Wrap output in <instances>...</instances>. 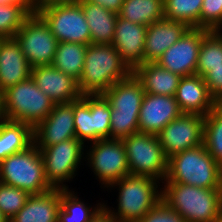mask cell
Wrapping results in <instances>:
<instances>
[{"mask_svg":"<svg viewBox=\"0 0 222 222\" xmlns=\"http://www.w3.org/2000/svg\"><path fill=\"white\" fill-rule=\"evenodd\" d=\"M132 72L113 44H89L78 87L82 95L102 94Z\"/></svg>","mask_w":222,"mask_h":222,"instance_id":"1","label":"cell"},{"mask_svg":"<svg viewBox=\"0 0 222 222\" xmlns=\"http://www.w3.org/2000/svg\"><path fill=\"white\" fill-rule=\"evenodd\" d=\"M162 183H182L199 188L222 189V167L202 144L168 158L167 175Z\"/></svg>","mask_w":222,"mask_h":222,"instance_id":"2","label":"cell"},{"mask_svg":"<svg viewBox=\"0 0 222 222\" xmlns=\"http://www.w3.org/2000/svg\"><path fill=\"white\" fill-rule=\"evenodd\" d=\"M162 200L185 222H213L222 211V189L163 183Z\"/></svg>","mask_w":222,"mask_h":222,"instance_id":"3","label":"cell"},{"mask_svg":"<svg viewBox=\"0 0 222 222\" xmlns=\"http://www.w3.org/2000/svg\"><path fill=\"white\" fill-rule=\"evenodd\" d=\"M157 184L160 186L158 180L148 176H124L108 186L118 188V209L112 210L106 204L104 208L117 222H136L162 200V188H158Z\"/></svg>","mask_w":222,"mask_h":222,"instance_id":"4","label":"cell"},{"mask_svg":"<svg viewBox=\"0 0 222 222\" xmlns=\"http://www.w3.org/2000/svg\"><path fill=\"white\" fill-rule=\"evenodd\" d=\"M144 94L133 73L102 93L111 107L110 139H123L139 132L138 117Z\"/></svg>","mask_w":222,"mask_h":222,"instance_id":"5","label":"cell"},{"mask_svg":"<svg viewBox=\"0 0 222 222\" xmlns=\"http://www.w3.org/2000/svg\"><path fill=\"white\" fill-rule=\"evenodd\" d=\"M55 102L29 77L1 94V114L6 120L29 124L34 128L54 108Z\"/></svg>","mask_w":222,"mask_h":222,"instance_id":"6","label":"cell"},{"mask_svg":"<svg viewBox=\"0 0 222 222\" xmlns=\"http://www.w3.org/2000/svg\"><path fill=\"white\" fill-rule=\"evenodd\" d=\"M0 182L27 191L30 195L52 189L45 178L41 151L34 143L0 162Z\"/></svg>","mask_w":222,"mask_h":222,"instance_id":"7","label":"cell"},{"mask_svg":"<svg viewBox=\"0 0 222 222\" xmlns=\"http://www.w3.org/2000/svg\"><path fill=\"white\" fill-rule=\"evenodd\" d=\"M122 142L131 175L148 176L162 182L165 180L168 158L157 135L138 132L123 138Z\"/></svg>","mask_w":222,"mask_h":222,"instance_id":"8","label":"cell"},{"mask_svg":"<svg viewBox=\"0 0 222 222\" xmlns=\"http://www.w3.org/2000/svg\"><path fill=\"white\" fill-rule=\"evenodd\" d=\"M85 144L77 138L38 148L44 162L47 182L52 188L69 189L65 182L71 181L84 157ZM64 182V183H63Z\"/></svg>","mask_w":222,"mask_h":222,"instance_id":"9","label":"cell"},{"mask_svg":"<svg viewBox=\"0 0 222 222\" xmlns=\"http://www.w3.org/2000/svg\"><path fill=\"white\" fill-rule=\"evenodd\" d=\"M14 38L32 68L52 64L59 42L37 12L26 19Z\"/></svg>","mask_w":222,"mask_h":222,"instance_id":"10","label":"cell"},{"mask_svg":"<svg viewBox=\"0 0 222 222\" xmlns=\"http://www.w3.org/2000/svg\"><path fill=\"white\" fill-rule=\"evenodd\" d=\"M88 150L83 159L86 161L87 158L88 167L92 168L104 188L130 174L122 139L97 140Z\"/></svg>","mask_w":222,"mask_h":222,"instance_id":"11","label":"cell"},{"mask_svg":"<svg viewBox=\"0 0 222 222\" xmlns=\"http://www.w3.org/2000/svg\"><path fill=\"white\" fill-rule=\"evenodd\" d=\"M58 42L91 44V33L80 3L35 8Z\"/></svg>","mask_w":222,"mask_h":222,"instance_id":"12","label":"cell"},{"mask_svg":"<svg viewBox=\"0 0 222 222\" xmlns=\"http://www.w3.org/2000/svg\"><path fill=\"white\" fill-rule=\"evenodd\" d=\"M204 116L182 113L169 122L158 134L165 156L191 149L203 144Z\"/></svg>","mask_w":222,"mask_h":222,"instance_id":"13","label":"cell"},{"mask_svg":"<svg viewBox=\"0 0 222 222\" xmlns=\"http://www.w3.org/2000/svg\"><path fill=\"white\" fill-rule=\"evenodd\" d=\"M203 29L189 28L185 34L156 61L161 67L181 77L196 75Z\"/></svg>","mask_w":222,"mask_h":222,"instance_id":"14","label":"cell"},{"mask_svg":"<svg viewBox=\"0 0 222 222\" xmlns=\"http://www.w3.org/2000/svg\"><path fill=\"white\" fill-rule=\"evenodd\" d=\"M74 138V101L55 103L48 116L33 128V143L38 148Z\"/></svg>","mask_w":222,"mask_h":222,"instance_id":"15","label":"cell"},{"mask_svg":"<svg viewBox=\"0 0 222 222\" xmlns=\"http://www.w3.org/2000/svg\"><path fill=\"white\" fill-rule=\"evenodd\" d=\"M181 114L175 96L145 93L138 117L139 132L157 135Z\"/></svg>","mask_w":222,"mask_h":222,"instance_id":"16","label":"cell"},{"mask_svg":"<svg viewBox=\"0 0 222 222\" xmlns=\"http://www.w3.org/2000/svg\"><path fill=\"white\" fill-rule=\"evenodd\" d=\"M31 78L55 103H69L82 97L78 81L52 65L33 67Z\"/></svg>","mask_w":222,"mask_h":222,"instance_id":"17","label":"cell"},{"mask_svg":"<svg viewBox=\"0 0 222 222\" xmlns=\"http://www.w3.org/2000/svg\"><path fill=\"white\" fill-rule=\"evenodd\" d=\"M148 26L133 23L118 16L113 46L133 70L144 63V45Z\"/></svg>","mask_w":222,"mask_h":222,"instance_id":"18","label":"cell"},{"mask_svg":"<svg viewBox=\"0 0 222 222\" xmlns=\"http://www.w3.org/2000/svg\"><path fill=\"white\" fill-rule=\"evenodd\" d=\"M32 67L15 38H0V94L31 77Z\"/></svg>","mask_w":222,"mask_h":222,"instance_id":"19","label":"cell"},{"mask_svg":"<svg viewBox=\"0 0 222 222\" xmlns=\"http://www.w3.org/2000/svg\"><path fill=\"white\" fill-rule=\"evenodd\" d=\"M175 99L182 113L206 116L215 106V98L209 93L204 78L199 75L182 77Z\"/></svg>","mask_w":222,"mask_h":222,"instance_id":"20","label":"cell"},{"mask_svg":"<svg viewBox=\"0 0 222 222\" xmlns=\"http://www.w3.org/2000/svg\"><path fill=\"white\" fill-rule=\"evenodd\" d=\"M189 28L186 23L166 18L148 26L144 45V63L156 62Z\"/></svg>","mask_w":222,"mask_h":222,"instance_id":"21","label":"cell"},{"mask_svg":"<svg viewBox=\"0 0 222 222\" xmlns=\"http://www.w3.org/2000/svg\"><path fill=\"white\" fill-rule=\"evenodd\" d=\"M60 188L30 195L24 206L9 222H58Z\"/></svg>","mask_w":222,"mask_h":222,"instance_id":"22","label":"cell"},{"mask_svg":"<svg viewBox=\"0 0 222 222\" xmlns=\"http://www.w3.org/2000/svg\"><path fill=\"white\" fill-rule=\"evenodd\" d=\"M132 73L141 82L145 93L155 95L175 96L182 78L156 62L137 65Z\"/></svg>","mask_w":222,"mask_h":222,"instance_id":"23","label":"cell"},{"mask_svg":"<svg viewBox=\"0 0 222 222\" xmlns=\"http://www.w3.org/2000/svg\"><path fill=\"white\" fill-rule=\"evenodd\" d=\"M91 33V44H112L118 14L101 5L80 2Z\"/></svg>","mask_w":222,"mask_h":222,"instance_id":"24","label":"cell"},{"mask_svg":"<svg viewBox=\"0 0 222 222\" xmlns=\"http://www.w3.org/2000/svg\"><path fill=\"white\" fill-rule=\"evenodd\" d=\"M33 143V128L26 123L0 120V162Z\"/></svg>","mask_w":222,"mask_h":222,"instance_id":"25","label":"cell"},{"mask_svg":"<svg viewBox=\"0 0 222 222\" xmlns=\"http://www.w3.org/2000/svg\"><path fill=\"white\" fill-rule=\"evenodd\" d=\"M118 16L133 23L150 26L165 18L164 0H124Z\"/></svg>","mask_w":222,"mask_h":222,"instance_id":"26","label":"cell"},{"mask_svg":"<svg viewBox=\"0 0 222 222\" xmlns=\"http://www.w3.org/2000/svg\"><path fill=\"white\" fill-rule=\"evenodd\" d=\"M86 48L82 43L59 42L51 65L78 81L84 68Z\"/></svg>","mask_w":222,"mask_h":222,"instance_id":"27","label":"cell"},{"mask_svg":"<svg viewBox=\"0 0 222 222\" xmlns=\"http://www.w3.org/2000/svg\"><path fill=\"white\" fill-rule=\"evenodd\" d=\"M60 204L58 222H90L104 207V203L87 207V204L70 189L60 190Z\"/></svg>","mask_w":222,"mask_h":222,"instance_id":"28","label":"cell"},{"mask_svg":"<svg viewBox=\"0 0 222 222\" xmlns=\"http://www.w3.org/2000/svg\"><path fill=\"white\" fill-rule=\"evenodd\" d=\"M222 65V32L203 29L196 75L204 77L212 67Z\"/></svg>","mask_w":222,"mask_h":222,"instance_id":"29","label":"cell"},{"mask_svg":"<svg viewBox=\"0 0 222 222\" xmlns=\"http://www.w3.org/2000/svg\"><path fill=\"white\" fill-rule=\"evenodd\" d=\"M203 144L222 167V107L215 106L204 116Z\"/></svg>","mask_w":222,"mask_h":222,"instance_id":"30","label":"cell"},{"mask_svg":"<svg viewBox=\"0 0 222 222\" xmlns=\"http://www.w3.org/2000/svg\"><path fill=\"white\" fill-rule=\"evenodd\" d=\"M203 0H164L166 19L186 23L190 28H200Z\"/></svg>","mask_w":222,"mask_h":222,"instance_id":"31","label":"cell"},{"mask_svg":"<svg viewBox=\"0 0 222 222\" xmlns=\"http://www.w3.org/2000/svg\"><path fill=\"white\" fill-rule=\"evenodd\" d=\"M34 12L35 5L0 4V38H14Z\"/></svg>","mask_w":222,"mask_h":222,"instance_id":"32","label":"cell"},{"mask_svg":"<svg viewBox=\"0 0 222 222\" xmlns=\"http://www.w3.org/2000/svg\"><path fill=\"white\" fill-rule=\"evenodd\" d=\"M75 138L85 143L95 141L93 114L90 110V94H84L74 101Z\"/></svg>","mask_w":222,"mask_h":222,"instance_id":"33","label":"cell"},{"mask_svg":"<svg viewBox=\"0 0 222 222\" xmlns=\"http://www.w3.org/2000/svg\"><path fill=\"white\" fill-rule=\"evenodd\" d=\"M90 110L93 114L95 141L110 139L111 107L102 94H90Z\"/></svg>","mask_w":222,"mask_h":222,"instance_id":"34","label":"cell"},{"mask_svg":"<svg viewBox=\"0 0 222 222\" xmlns=\"http://www.w3.org/2000/svg\"><path fill=\"white\" fill-rule=\"evenodd\" d=\"M30 194L0 182V210L10 220L24 206Z\"/></svg>","mask_w":222,"mask_h":222,"instance_id":"35","label":"cell"},{"mask_svg":"<svg viewBox=\"0 0 222 222\" xmlns=\"http://www.w3.org/2000/svg\"><path fill=\"white\" fill-rule=\"evenodd\" d=\"M200 28L208 31L222 30V9H218V0H203Z\"/></svg>","mask_w":222,"mask_h":222,"instance_id":"36","label":"cell"},{"mask_svg":"<svg viewBox=\"0 0 222 222\" xmlns=\"http://www.w3.org/2000/svg\"><path fill=\"white\" fill-rule=\"evenodd\" d=\"M136 222H185V220L161 200Z\"/></svg>","mask_w":222,"mask_h":222,"instance_id":"37","label":"cell"},{"mask_svg":"<svg viewBox=\"0 0 222 222\" xmlns=\"http://www.w3.org/2000/svg\"><path fill=\"white\" fill-rule=\"evenodd\" d=\"M203 78L209 93L216 99L222 93V65L212 67Z\"/></svg>","mask_w":222,"mask_h":222,"instance_id":"38","label":"cell"},{"mask_svg":"<svg viewBox=\"0 0 222 222\" xmlns=\"http://www.w3.org/2000/svg\"><path fill=\"white\" fill-rule=\"evenodd\" d=\"M82 1H88L93 4L101 5L107 10H110L114 13H119L122 4L124 3V0H82Z\"/></svg>","mask_w":222,"mask_h":222,"instance_id":"39","label":"cell"},{"mask_svg":"<svg viewBox=\"0 0 222 222\" xmlns=\"http://www.w3.org/2000/svg\"><path fill=\"white\" fill-rule=\"evenodd\" d=\"M82 0H35V8H46L55 5L78 4Z\"/></svg>","mask_w":222,"mask_h":222,"instance_id":"40","label":"cell"},{"mask_svg":"<svg viewBox=\"0 0 222 222\" xmlns=\"http://www.w3.org/2000/svg\"><path fill=\"white\" fill-rule=\"evenodd\" d=\"M90 222H117L103 207Z\"/></svg>","mask_w":222,"mask_h":222,"instance_id":"41","label":"cell"},{"mask_svg":"<svg viewBox=\"0 0 222 222\" xmlns=\"http://www.w3.org/2000/svg\"><path fill=\"white\" fill-rule=\"evenodd\" d=\"M0 4L35 5V0H0Z\"/></svg>","mask_w":222,"mask_h":222,"instance_id":"42","label":"cell"},{"mask_svg":"<svg viewBox=\"0 0 222 222\" xmlns=\"http://www.w3.org/2000/svg\"><path fill=\"white\" fill-rule=\"evenodd\" d=\"M215 104L222 107V93L215 99Z\"/></svg>","mask_w":222,"mask_h":222,"instance_id":"43","label":"cell"},{"mask_svg":"<svg viewBox=\"0 0 222 222\" xmlns=\"http://www.w3.org/2000/svg\"><path fill=\"white\" fill-rule=\"evenodd\" d=\"M0 222H9L7 217L3 214V212L0 210Z\"/></svg>","mask_w":222,"mask_h":222,"instance_id":"44","label":"cell"},{"mask_svg":"<svg viewBox=\"0 0 222 222\" xmlns=\"http://www.w3.org/2000/svg\"><path fill=\"white\" fill-rule=\"evenodd\" d=\"M213 222H222V211H221L220 214L214 219Z\"/></svg>","mask_w":222,"mask_h":222,"instance_id":"45","label":"cell"},{"mask_svg":"<svg viewBox=\"0 0 222 222\" xmlns=\"http://www.w3.org/2000/svg\"><path fill=\"white\" fill-rule=\"evenodd\" d=\"M218 9H222V0H218Z\"/></svg>","mask_w":222,"mask_h":222,"instance_id":"46","label":"cell"},{"mask_svg":"<svg viewBox=\"0 0 222 222\" xmlns=\"http://www.w3.org/2000/svg\"><path fill=\"white\" fill-rule=\"evenodd\" d=\"M2 114H1V94H0V120L2 119Z\"/></svg>","mask_w":222,"mask_h":222,"instance_id":"47","label":"cell"}]
</instances>
